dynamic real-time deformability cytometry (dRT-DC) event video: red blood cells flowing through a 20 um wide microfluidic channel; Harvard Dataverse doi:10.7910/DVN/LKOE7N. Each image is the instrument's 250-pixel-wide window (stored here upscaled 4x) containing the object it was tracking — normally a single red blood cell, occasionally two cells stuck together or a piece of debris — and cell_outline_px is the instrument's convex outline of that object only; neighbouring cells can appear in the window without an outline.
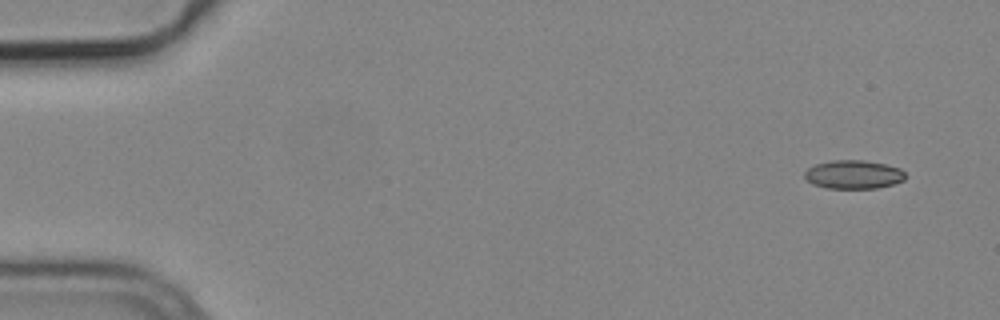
{"species": "common noctule bat (a hibernating species)", "species_latin": "Nyctalus noctula", "temperature_condition": "cold", "stored_images_in_passage": 5, "camera_frame_rate_fps": 3000, "um_per_image_px": 0.085, "animal": {"sex": "male", "body_mass_g": 19.2, "forearm_length_mm": 51.8}, "frame": {"image": 1, "passage_image": 1, "time_ms": 0.0, "image_size_px": [1000, 320], "cell_outline_px": [[904, 180], [892, 184], [876, 188], [828, 188], [812, 184], [804, 176], [804, 172], [808, 168], [816, 164], [832, 160], [864, 160], [884, 164], [900, 168], [904, 172]], "centroid_in_image_um": [72.53, 14.83], "position_along_channel_um": 12.5, "area_um2": 16.65}}
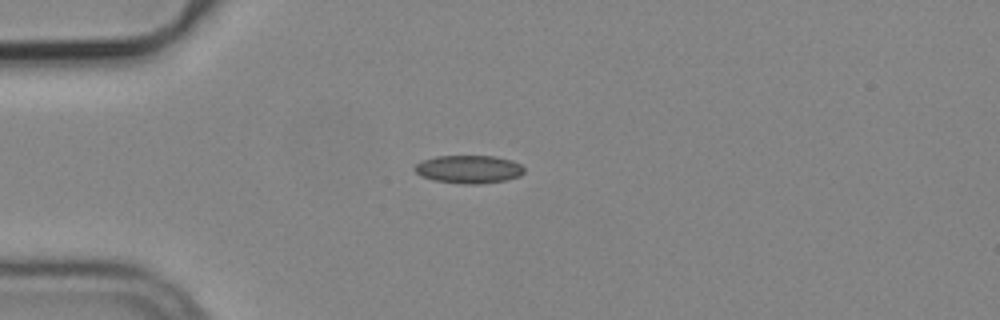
{"frame": {"image": 2, "passage_image": 3, "time_ms": 0.667, "image_size_px": [1000, 320], "cell_outline_px": [[524, 172], [520, 176], [504, 180], [480, 184], [460, 184], [432, 180], [420, 176], [412, 168], [416, 164], [424, 160], [436, 156], [492, 156], [512, 160], [520, 164], [524, 168]], "centroid_in_image_um": [39.82, 14.39], "position_along_channel_um": 45.2, "area_um2": 17.98}}
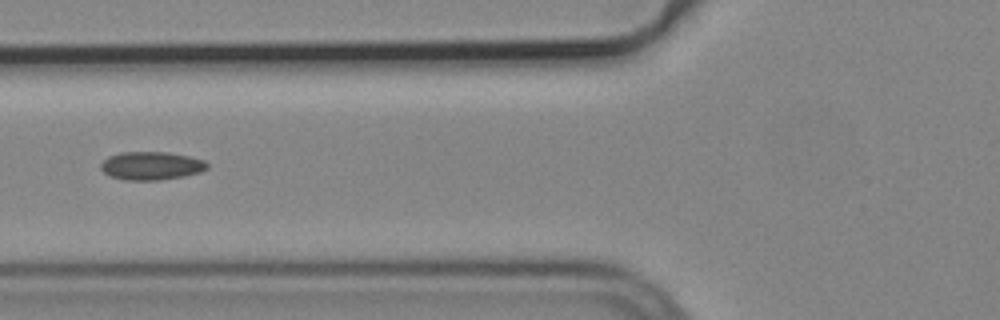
{"frame": {"image": 3, "passage_image": 5, "time_ms": 1.333, "image_size_px": [1000, 320], "cell_outline_px": [[208, 168], [200, 172], [184, 176], [160, 180], [124, 180], [108, 176], [100, 168], [100, 164], [108, 156], [120, 152], [168, 152], [188, 156], [204, 160], [208, 164]], "centroid_in_image_um": [12.84, 14.09], "position_along_channel_um": 113.0, "area_um2": 17.63}}